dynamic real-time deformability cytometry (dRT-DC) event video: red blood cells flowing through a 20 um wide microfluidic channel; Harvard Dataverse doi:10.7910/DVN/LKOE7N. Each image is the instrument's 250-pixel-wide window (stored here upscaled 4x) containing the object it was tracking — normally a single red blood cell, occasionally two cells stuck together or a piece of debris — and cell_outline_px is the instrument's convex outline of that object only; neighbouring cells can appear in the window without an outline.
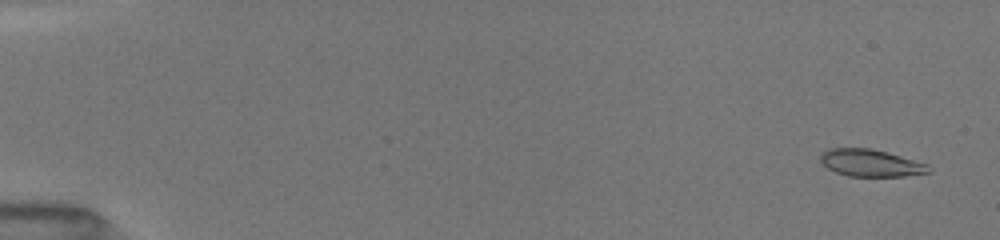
{"species": "common noctule bat (a hibernating species)", "species_latin": "Nyctalus noctula", "temperature_condition": "room temperature", "stored_images_in_passage": 5, "camera_frame_rate_fps": 3000, "um_per_image_px": 0.085, "animal": {"sex": "female", "body_mass_g": 19.5, "forearm_length_mm": 54.1}, "frame": {"image": 1, "passage_image": 1, "time_ms": 0.0, "image_size_px": [1000, 240], "cell_outline_px": [[932, 172], [904, 176], [848, 176], [836, 172], [828, 168], [820, 160], [820, 156], [828, 148], [872, 148], [888, 152], [928, 164], [932, 168]], "centroid_in_image_um": [74.05, 13.85], "position_along_channel_um": 10.9, "area_um2": 17.17}}
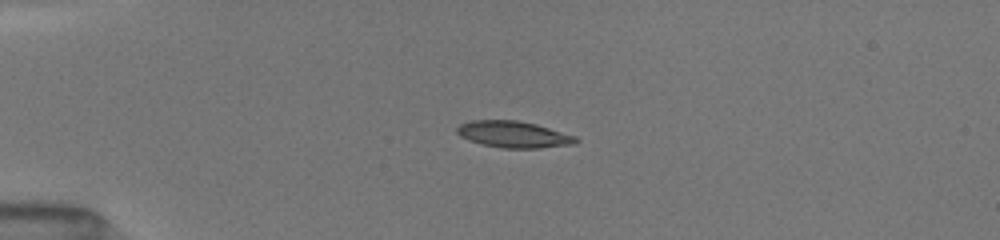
{"frame": {"image": 2, "passage_image": 4, "time_ms": 3.667, "image_size_px": [1000, 240], "cell_outline_px": [[580, 140], [576, 144], [540, 148], [500, 148], [468, 140], [460, 136], [456, 132], [456, 128], [460, 124], [472, 120], [516, 120], [536, 124], [576, 136]], "centroid_in_image_um": [43.67, 11.43], "position_along_channel_um": 41.3, "area_um2": 18.44}}